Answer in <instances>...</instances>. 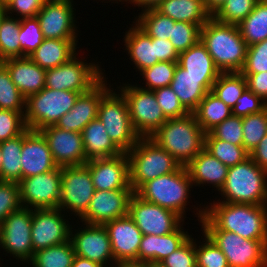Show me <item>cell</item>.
<instances>
[{
	"label": "cell",
	"instance_id": "obj_16",
	"mask_svg": "<svg viewBox=\"0 0 267 267\" xmlns=\"http://www.w3.org/2000/svg\"><path fill=\"white\" fill-rule=\"evenodd\" d=\"M60 208L32 209L31 240L34 252L70 240L71 224Z\"/></svg>",
	"mask_w": 267,
	"mask_h": 267
},
{
	"label": "cell",
	"instance_id": "obj_20",
	"mask_svg": "<svg viewBox=\"0 0 267 267\" xmlns=\"http://www.w3.org/2000/svg\"><path fill=\"white\" fill-rule=\"evenodd\" d=\"M85 164L91 173L95 190H132L127 153L109 158L92 159Z\"/></svg>",
	"mask_w": 267,
	"mask_h": 267
},
{
	"label": "cell",
	"instance_id": "obj_38",
	"mask_svg": "<svg viewBox=\"0 0 267 267\" xmlns=\"http://www.w3.org/2000/svg\"><path fill=\"white\" fill-rule=\"evenodd\" d=\"M246 88V78L241 72L220 73L211 92L233 109Z\"/></svg>",
	"mask_w": 267,
	"mask_h": 267
},
{
	"label": "cell",
	"instance_id": "obj_32",
	"mask_svg": "<svg viewBox=\"0 0 267 267\" xmlns=\"http://www.w3.org/2000/svg\"><path fill=\"white\" fill-rule=\"evenodd\" d=\"M155 9L174 21L196 25H204L211 18L203 0H162Z\"/></svg>",
	"mask_w": 267,
	"mask_h": 267
},
{
	"label": "cell",
	"instance_id": "obj_41",
	"mask_svg": "<svg viewBox=\"0 0 267 267\" xmlns=\"http://www.w3.org/2000/svg\"><path fill=\"white\" fill-rule=\"evenodd\" d=\"M20 19L5 15L0 22V62L21 57Z\"/></svg>",
	"mask_w": 267,
	"mask_h": 267
},
{
	"label": "cell",
	"instance_id": "obj_42",
	"mask_svg": "<svg viewBox=\"0 0 267 267\" xmlns=\"http://www.w3.org/2000/svg\"><path fill=\"white\" fill-rule=\"evenodd\" d=\"M243 147L250 154L267 134V106L258 113L242 117Z\"/></svg>",
	"mask_w": 267,
	"mask_h": 267
},
{
	"label": "cell",
	"instance_id": "obj_67",
	"mask_svg": "<svg viewBox=\"0 0 267 267\" xmlns=\"http://www.w3.org/2000/svg\"><path fill=\"white\" fill-rule=\"evenodd\" d=\"M1 165H2V152L0 148V181H1Z\"/></svg>",
	"mask_w": 267,
	"mask_h": 267
},
{
	"label": "cell",
	"instance_id": "obj_15",
	"mask_svg": "<svg viewBox=\"0 0 267 267\" xmlns=\"http://www.w3.org/2000/svg\"><path fill=\"white\" fill-rule=\"evenodd\" d=\"M22 207L29 209L59 208L61 198V167L26 177L19 182Z\"/></svg>",
	"mask_w": 267,
	"mask_h": 267
},
{
	"label": "cell",
	"instance_id": "obj_12",
	"mask_svg": "<svg viewBox=\"0 0 267 267\" xmlns=\"http://www.w3.org/2000/svg\"><path fill=\"white\" fill-rule=\"evenodd\" d=\"M94 192L91 173L86 164L61 167L59 208L69 214L67 216L72 214L78 220L87 211Z\"/></svg>",
	"mask_w": 267,
	"mask_h": 267
},
{
	"label": "cell",
	"instance_id": "obj_57",
	"mask_svg": "<svg viewBox=\"0 0 267 267\" xmlns=\"http://www.w3.org/2000/svg\"><path fill=\"white\" fill-rule=\"evenodd\" d=\"M242 75L246 78L247 88L267 104V71Z\"/></svg>",
	"mask_w": 267,
	"mask_h": 267
},
{
	"label": "cell",
	"instance_id": "obj_61",
	"mask_svg": "<svg viewBox=\"0 0 267 267\" xmlns=\"http://www.w3.org/2000/svg\"><path fill=\"white\" fill-rule=\"evenodd\" d=\"M162 0H130L127 4H131L132 6L138 7L142 10L148 9V8H155Z\"/></svg>",
	"mask_w": 267,
	"mask_h": 267
},
{
	"label": "cell",
	"instance_id": "obj_11",
	"mask_svg": "<svg viewBox=\"0 0 267 267\" xmlns=\"http://www.w3.org/2000/svg\"><path fill=\"white\" fill-rule=\"evenodd\" d=\"M226 256L229 267H267V240H249L224 230H201Z\"/></svg>",
	"mask_w": 267,
	"mask_h": 267
},
{
	"label": "cell",
	"instance_id": "obj_40",
	"mask_svg": "<svg viewBox=\"0 0 267 267\" xmlns=\"http://www.w3.org/2000/svg\"><path fill=\"white\" fill-rule=\"evenodd\" d=\"M204 149L228 167L235 166L250 156L243 146L214 138L209 132L205 134Z\"/></svg>",
	"mask_w": 267,
	"mask_h": 267
},
{
	"label": "cell",
	"instance_id": "obj_17",
	"mask_svg": "<svg viewBox=\"0 0 267 267\" xmlns=\"http://www.w3.org/2000/svg\"><path fill=\"white\" fill-rule=\"evenodd\" d=\"M81 225H77L76 228L79 227L78 229H74L75 225H72L70 229V240L73 244L75 255L89 259L104 267H114L116 263L111 249V242L104 225L84 223Z\"/></svg>",
	"mask_w": 267,
	"mask_h": 267
},
{
	"label": "cell",
	"instance_id": "obj_68",
	"mask_svg": "<svg viewBox=\"0 0 267 267\" xmlns=\"http://www.w3.org/2000/svg\"><path fill=\"white\" fill-rule=\"evenodd\" d=\"M10 0H0V3L1 4H6V3H8Z\"/></svg>",
	"mask_w": 267,
	"mask_h": 267
},
{
	"label": "cell",
	"instance_id": "obj_22",
	"mask_svg": "<svg viewBox=\"0 0 267 267\" xmlns=\"http://www.w3.org/2000/svg\"><path fill=\"white\" fill-rule=\"evenodd\" d=\"M39 132L46 139L53 160L58 166L85 164V151L80 132H66L55 125L47 126Z\"/></svg>",
	"mask_w": 267,
	"mask_h": 267
},
{
	"label": "cell",
	"instance_id": "obj_52",
	"mask_svg": "<svg viewBox=\"0 0 267 267\" xmlns=\"http://www.w3.org/2000/svg\"><path fill=\"white\" fill-rule=\"evenodd\" d=\"M22 208L19 184L0 181V223L10 214Z\"/></svg>",
	"mask_w": 267,
	"mask_h": 267
},
{
	"label": "cell",
	"instance_id": "obj_6",
	"mask_svg": "<svg viewBox=\"0 0 267 267\" xmlns=\"http://www.w3.org/2000/svg\"><path fill=\"white\" fill-rule=\"evenodd\" d=\"M130 186L136 192L144 183L171 172L181 165L150 137H140L127 152Z\"/></svg>",
	"mask_w": 267,
	"mask_h": 267
},
{
	"label": "cell",
	"instance_id": "obj_34",
	"mask_svg": "<svg viewBox=\"0 0 267 267\" xmlns=\"http://www.w3.org/2000/svg\"><path fill=\"white\" fill-rule=\"evenodd\" d=\"M199 126L207 133L232 115V109L211 91L208 92L193 112Z\"/></svg>",
	"mask_w": 267,
	"mask_h": 267
},
{
	"label": "cell",
	"instance_id": "obj_53",
	"mask_svg": "<svg viewBox=\"0 0 267 267\" xmlns=\"http://www.w3.org/2000/svg\"><path fill=\"white\" fill-rule=\"evenodd\" d=\"M267 71V39L248 46L242 74H254Z\"/></svg>",
	"mask_w": 267,
	"mask_h": 267
},
{
	"label": "cell",
	"instance_id": "obj_27",
	"mask_svg": "<svg viewBox=\"0 0 267 267\" xmlns=\"http://www.w3.org/2000/svg\"><path fill=\"white\" fill-rule=\"evenodd\" d=\"M124 35L123 50L127 51V59L131 60L130 63L132 62L134 69H137L136 72L160 62L156 56V38H151L134 21Z\"/></svg>",
	"mask_w": 267,
	"mask_h": 267
},
{
	"label": "cell",
	"instance_id": "obj_39",
	"mask_svg": "<svg viewBox=\"0 0 267 267\" xmlns=\"http://www.w3.org/2000/svg\"><path fill=\"white\" fill-rule=\"evenodd\" d=\"M134 17V22L151 38L170 39L172 25L175 23L170 17L159 13L155 8L141 10Z\"/></svg>",
	"mask_w": 267,
	"mask_h": 267
},
{
	"label": "cell",
	"instance_id": "obj_26",
	"mask_svg": "<svg viewBox=\"0 0 267 267\" xmlns=\"http://www.w3.org/2000/svg\"><path fill=\"white\" fill-rule=\"evenodd\" d=\"M2 63L9 70L12 82L26 99L45 88L46 70L28 56L9 58Z\"/></svg>",
	"mask_w": 267,
	"mask_h": 267
},
{
	"label": "cell",
	"instance_id": "obj_9",
	"mask_svg": "<svg viewBox=\"0 0 267 267\" xmlns=\"http://www.w3.org/2000/svg\"><path fill=\"white\" fill-rule=\"evenodd\" d=\"M130 83L123 82L117 86V90L127 102L135 132L140 137H151L168 119L157 104L154 91L143 89L137 83Z\"/></svg>",
	"mask_w": 267,
	"mask_h": 267
},
{
	"label": "cell",
	"instance_id": "obj_14",
	"mask_svg": "<svg viewBox=\"0 0 267 267\" xmlns=\"http://www.w3.org/2000/svg\"><path fill=\"white\" fill-rule=\"evenodd\" d=\"M128 215L143 235H166L177 230L185 221L176 212L148 202L135 192L129 201Z\"/></svg>",
	"mask_w": 267,
	"mask_h": 267
},
{
	"label": "cell",
	"instance_id": "obj_51",
	"mask_svg": "<svg viewBox=\"0 0 267 267\" xmlns=\"http://www.w3.org/2000/svg\"><path fill=\"white\" fill-rule=\"evenodd\" d=\"M24 114L0 109V143L21 135L27 129Z\"/></svg>",
	"mask_w": 267,
	"mask_h": 267
},
{
	"label": "cell",
	"instance_id": "obj_1",
	"mask_svg": "<svg viewBox=\"0 0 267 267\" xmlns=\"http://www.w3.org/2000/svg\"><path fill=\"white\" fill-rule=\"evenodd\" d=\"M193 206L201 230H224L249 240H267V205L213 200L206 206Z\"/></svg>",
	"mask_w": 267,
	"mask_h": 267
},
{
	"label": "cell",
	"instance_id": "obj_43",
	"mask_svg": "<svg viewBox=\"0 0 267 267\" xmlns=\"http://www.w3.org/2000/svg\"><path fill=\"white\" fill-rule=\"evenodd\" d=\"M0 109L25 112L26 98L12 82L7 67L0 62Z\"/></svg>",
	"mask_w": 267,
	"mask_h": 267
},
{
	"label": "cell",
	"instance_id": "obj_19",
	"mask_svg": "<svg viewBox=\"0 0 267 267\" xmlns=\"http://www.w3.org/2000/svg\"><path fill=\"white\" fill-rule=\"evenodd\" d=\"M133 193V190H95L87 211L76 222L104 225L128 215L129 201Z\"/></svg>",
	"mask_w": 267,
	"mask_h": 267
},
{
	"label": "cell",
	"instance_id": "obj_46",
	"mask_svg": "<svg viewBox=\"0 0 267 267\" xmlns=\"http://www.w3.org/2000/svg\"><path fill=\"white\" fill-rule=\"evenodd\" d=\"M19 42L21 57L29 56L43 42L44 37L37 17L20 19Z\"/></svg>",
	"mask_w": 267,
	"mask_h": 267
},
{
	"label": "cell",
	"instance_id": "obj_31",
	"mask_svg": "<svg viewBox=\"0 0 267 267\" xmlns=\"http://www.w3.org/2000/svg\"><path fill=\"white\" fill-rule=\"evenodd\" d=\"M81 134L85 163L92 159L109 158L123 153L109 138L104 125L98 118L93 119Z\"/></svg>",
	"mask_w": 267,
	"mask_h": 267
},
{
	"label": "cell",
	"instance_id": "obj_35",
	"mask_svg": "<svg viewBox=\"0 0 267 267\" xmlns=\"http://www.w3.org/2000/svg\"><path fill=\"white\" fill-rule=\"evenodd\" d=\"M237 25L248 46L267 39V0H259L253 11Z\"/></svg>",
	"mask_w": 267,
	"mask_h": 267
},
{
	"label": "cell",
	"instance_id": "obj_64",
	"mask_svg": "<svg viewBox=\"0 0 267 267\" xmlns=\"http://www.w3.org/2000/svg\"><path fill=\"white\" fill-rule=\"evenodd\" d=\"M6 15V5L0 3V22Z\"/></svg>",
	"mask_w": 267,
	"mask_h": 267
},
{
	"label": "cell",
	"instance_id": "obj_54",
	"mask_svg": "<svg viewBox=\"0 0 267 267\" xmlns=\"http://www.w3.org/2000/svg\"><path fill=\"white\" fill-rule=\"evenodd\" d=\"M161 263L165 267H197L195 239L193 236L176 251L168 255Z\"/></svg>",
	"mask_w": 267,
	"mask_h": 267
},
{
	"label": "cell",
	"instance_id": "obj_8",
	"mask_svg": "<svg viewBox=\"0 0 267 267\" xmlns=\"http://www.w3.org/2000/svg\"><path fill=\"white\" fill-rule=\"evenodd\" d=\"M97 118L104 125L109 138L123 152L130 151L140 136L135 132L124 96L112 88L102 97Z\"/></svg>",
	"mask_w": 267,
	"mask_h": 267
},
{
	"label": "cell",
	"instance_id": "obj_5",
	"mask_svg": "<svg viewBox=\"0 0 267 267\" xmlns=\"http://www.w3.org/2000/svg\"><path fill=\"white\" fill-rule=\"evenodd\" d=\"M193 187L187 168L180 166L175 172L144 183L135 193L148 202L176 212L185 220Z\"/></svg>",
	"mask_w": 267,
	"mask_h": 267
},
{
	"label": "cell",
	"instance_id": "obj_21",
	"mask_svg": "<svg viewBox=\"0 0 267 267\" xmlns=\"http://www.w3.org/2000/svg\"><path fill=\"white\" fill-rule=\"evenodd\" d=\"M107 83L106 75L89 91L78 96L73 108L63 115L55 126L66 132H82L98 114L102 97L114 87Z\"/></svg>",
	"mask_w": 267,
	"mask_h": 267
},
{
	"label": "cell",
	"instance_id": "obj_36",
	"mask_svg": "<svg viewBox=\"0 0 267 267\" xmlns=\"http://www.w3.org/2000/svg\"><path fill=\"white\" fill-rule=\"evenodd\" d=\"M23 133L0 143L2 152L1 181L19 182L22 179Z\"/></svg>",
	"mask_w": 267,
	"mask_h": 267
},
{
	"label": "cell",
	"instance_id": "obj_55",
	"mask_svg": "<svg viewBox=\"0 0 267 267\" xmlns=\"http://www.w3.org/2000/svg\"><path fill=\"white\" fill-rule=\"evenodd\" d=\"M267 104L256 94L246 88L237 100V104L232 109V115L248 116L262 111Z\"/></svg>",
	"mask_w": 267,
	"mask_h": 267
},
{
	"label": "cell",
	"instance_id": "obj_63",
	"mask_svg": "<svg viewBox=\"0 0 267 267\" xmlns=\"http://www.w3.org/2000/svg\"><path fill=\"white\" fill-rule=\"evenodd\" d=\"M114 267H150V262L138 260L124 261L116 264Z\"/></svg>",
	"mask_w": 267,
	"mask_h": 267
},
{
	"label": "cell",
	"instance_id": "obj_48",
	"mask_svg": "<svg viewBox=\"0 0 267 267\" xmlns=\"http://www.w3.org/2000/svg\"><path fill=\"white\" fill-rule=\"evenodd\" d=\"M203 25L175 21L172 25L170 42L178 53L186 51L200 40V31Z\"/></svg>",
	"mask_w": 267,
	"mask_h": 267
},
{
	"label": "cell",
	"instance_id": "obj_7",
	"mask_svg": "<svg viewBox=\"0 0 267 267\" xmlns=\"http://www.w3.org/2000/svg\"><path fill=\"white\" fill-rule=\"evenodd\" d=\"M80 95L79 92L55 90L47 87L26 99L24 120L26 128L39 131L56 125L69 112Z\"/></svg>",
	"mask_w": 267,
	"mask_h": 267
},
{
	"label": "cell",
	"instance_id": "obj_60",
	"mask_svg": "<svg viewBox=\"0 0 267 267\" xmlns=\"http://www.w3.org/2000/svg\"><path fill=\"white\" fill-rule=\"evenodd\" d=\"M227 0H203L206 11L213 17Z\"/></svg>",
	"mask_w": 267,
	"mask_h": 267
},
{
	"label": "cell",
	"instance_id": "obj_45",
	"mask_svg": "<svg viewBox=\"0 0 267 267\" xmlns=\"http://www.w3.org/2000/svg\"><path fill=\"white\" fill-rule=\"evenodd\" d=\"M201 234L202 242L195 239L197 267H229L226 256L218 246L204 232Z\"/></svg>",
	"mask_w": 267,
	"mask_h": 267
},
{
	"label": "cell",
	"instance_id": "obj_58",
	"mask_svg": "<svg viewBox=\"0 0 267 267\" xmlns=\"http://www.w3.org/2000/svg\"><path fill=\"white\" fill-rule=\"evenodd\" d=\"M156 56L159 61L178 62L179 53L169 39L156 38Z\"/></svg>",
	"mask_w": 267,
	"mask_h": 267
},
{
	"label": "cell",
	"instance_id": "obj_2",
	"mask_svg": "<svg viewBox=\"0 0 267 267\" xmlns=\"http://www.w3.org/2000/svg\"><path fill=\"white\" fill-rule=\"evenodd\" d=\"M200 40L221 73L241 72L248 45L242 38L238 25L220 23L211 17L201 27Z\"/></svg>",
	"mask_w": 267,
	"mask_h": 267
},
{
	"label": "cell",
	"instance_id": "obj_10",
	"mask_svg": "<svg viewBox=\"0 0 267 267\" xmlns=\"http://www.w3.org/2000/svg\"><path fill=\"white\" fill-rule=\"evenodd\" d=\"M77 53L68 62L46 70L45 87L55 90H68L80 94L94 87L106 73L101 64L93 60L87 63ZM86 61V62H85ZM97 62V63H96Z\"/></svg>",
	"mask_w": 267,
	"mask_h": 267
},
{
	"label": "cell",
	"instance_id": "obj_18",
	"mask_svg": "<svg viewBox=\"0 0 267 267\" xmlns=\"http://www.w3.org/2000/svg\"><path fill=\"white\" fill-rule=\"evenodd\" d=\"M73 5L74 0L45 1L36 16L44 38L79 39L80 31L77 30L76 9Z\"/></svg>",
	"mask_w": 267,
	"mask_h": 267
},
{
	"label": "cell",
	"instance_id": "obj_24",
	"mask_svg": "<svg viewBox=\"0 0 267 267\" xmlns=\"http://www.w3.org/2000/svg\"><path fill=\"white\" fill-rule=\"evenodd\" d=\"M21 157L22 179L50 172L58 167L43 135L28 128L23 132Z\"/></svg>",
	"mask_w": 267,
	"mask_h": 267
},
{
	"label": "cell",
	"instance_id": "obj_66",
	"mask_svg": "<svg viewBox=\"0 0 267 267\" xmlns=\"http://www.w3.org/2000/svg\"><path fill=\"white\" fill-rule=\"evenodd\" d=\"M150 267H165L162 263L150 262Z\"/></svg>",
	"mask_w": 267,
	"mask_h": 267
},
{
	"label": "cell",
	"instance_id": "obj_4",
	"mask_svg": "<svg viewBox=\"0 0 267 267\" xmlns=\"http://www.w3.org/2000/svg\"><path fill=\"white\" fill-rule=\"evenodd\" d=\"M218 194L222 197V200H216L219 202L267 205V171L249 156L229 167L224 186Z\"/></svg>",
	"mask_w": 267,
	"mask_h": 267
},
{
	"label": "cell",
	"instance_id": "obj_29",
	"mask_svg": "<svg viewBox=\"0 0 267 267\" xmlns=\"http://www.w3.org/2000/svg\"><path fill=\"white\" fill-rule=\"evenodd\" d=\"M189 234L182 224L177 230L166 235H143L138 251V261L161 263L192 236Z\"/></svg>",
	"mask_w": 267,
	"mask_h": 267
},
{
	"label": "cell",
	"instance_id": "obj_23",
	"mask_svg": "<svg viewBox=\"0 0 267 267\" xmlns=\"http://www.w3.org/2000/svg\"><path fill=\"white\" fill-rule=\"evenodd\" d=\"M115 263L138 260V251L143 237L133 219L126 215L106 222Z\"/></svg>",
	"mask_w": 267,
	"mask_h": 267
},
{
	"label": "cell",
	"instance_id": "obj_37",
	"mask_svg": "<svg viewBox=\"0 0 267 267\" xmlns=\"http://www.w3.org/2000/svg\"><path fill=\"white\" fill-rule=\"evenodd\" d=\"M75 251L71 240L34 252L32 267H72Z\"/></svg>",
	"mask_w": 267,
	"mask_h": 267
},
{
	"label": "cell",
	"instance_id": "obj_30",
	"mask_svg": "<svg viewBox=\"0 0 267 267\" xmlns=\"http://www.w3.org/2000/svg\"><path fill=\"white\" fill-rule=\"evenodd\" d=\"M78 40L44 38L38 48L28 57L44 70L58 67L77 54L80 48L77 46Z\"/></svg>",
	"mask_w": 267,
	"mask_h": 267
},
{
	"label": "cell",
	"instance_id": "obj_47",
	"mask_svg": "<svg viewBox=\"0 0 267 267\" xmlns=\"http://www.w3.org/2000/svg\"><path fill=\"white\" fill-rule=\"evenodd\" d=\"M259 0H227L213 18L224 24H239L255 8Z\"/></svg>",
	"mask_w": 267,
	"mask_h": 267
},
{
	"label": "cell",
	"instance_id": "obj_28",
	"mask_svg": "<svg viewBox=\"0 0 267 267\" xmlns=\"http://www.w3.org/2000/svg\"><path fill=\"white\" fill-rule=\"evenodd\" d=\"M195 187L210 186L216 191L224 186L229 167L203 149L187 166ZM208 184V185H207Z\"/></svg>",
	"mask_w": 267,
	"mask_h": 267
},
{
	"label": "cell",
	"instance_id": "obj_3",
	"mask_svg": "<svg viewBox=\"0 0 267 267\" xmlns=\"http://www.w3.org/2000/svg\"><path fill=\"white\" fill-rule=\"evenodd\" d=\"M205 134L194 114L189 113L168 119L150 138L186 167L204 149Z\"/></svg>",
	"mask_w": 267,
	"mask_h": 267
},
{
	"label": "cell",
	"instance_id": "obj_49",
	"mask_svg": "<svg viewBox=\"0 0 267 267\" xmlns=\"http://www.w3.org/2000/svg\"><path fill=\"white\" fill-rule=\"evenodd\" d=\"M209 133L217 139L236 146H243L242 117L231 115L222 123L216 125Z\"/></svg>",
	"mask_w": 267,
	"mask_h": 267
},
{
	"label": "cell",
	"instance_id": "obj_13",
	"mask_svg": "<svg viewBox=\"0 0 267 267\" xmlns=\"http://www.w3.org/2000/svg\"><path fill=\"white\" fill-rule=\"evenodd\" d=\"M31 228L32 209L22 207L10 213L0 223V249L6 252L4 254L28 264L34 254Z\"/></svg>",
	"mask_w": 267,
	"mask_h": 267
},
{
	"label": "cell",
	"instance_id": "obj_56",
	"mask_svg": "<svg viewBox=\"0 0 267 267\" xmlns=\"http://www.w3.org/2000/svg\"><path fill=\"white\" fill-rule=\"evenodd\" d=\"M46 0H10L6 3V15L22 19L36 17ZM13 13V14H12Z\"/></svg>",
	"mask_w": 267,
	"mask_h": 267
},
{
	"label": "cell",
	"instance_id": "obj_59",
	"mask_svg": "<svg viewBox=\"0 0 267 267\" xmlns=\"http://www.w3.org/2000/svg\"><path fill=\"white\" fill-rule=\"evenodd\" d=\"M250 157L259 167L267 171V134L250 153Z\"/></svg>",
	"mask_w": 267,
	"mask_h": 267
},
{
	"label": "cell",
	"instance_id": "obj_62",
	"mask_svg": "<svg viewBox=\"0 0 267 267\" xmlns=\"http://www.w3.org/2000/svg\"><path fill=\"white\" fill-rule=\"evenodd\" d=\"M72 267H104L96 262H93L89 259L75 255Z\"/></svg>",
	"mask_w": 267,
	"mask_h": 267
},
{
	"label": "cell",
	"instance_id": "obj_50",
	"mask_svg": "<svg viewBox=\"0 0 267 267\" xmlns=\"http://www.w3.org/2000/svg\"><path fill=\"white\" fill-rule=\"evenodd\" d=\"M154 94L167 119L181 118L189 114L170 86L158 88L154 90Z\"/></svg>",
	"mask_w": 267,
	"mask_h": 267
},
{
	"label": "cell",
	"instance_id": "obj_44",
	"mask_svg": "<svg viewBox=\"0 0 267 267\" xmlns=\"http://www.w3.org/2000/svg\"><path fill=\"white\" fill-rule=\"evenodd\" d=\"M177 64V62L160 61L152 67L143 69L139 73L144 79L145 86L143 87L139 83L137 85L152 91L170 86Z\"/></svg>",
	"mask_w": 267,
	"mask_h": 267
},
{
	"label": "cell",
	"instance_id": "obj_33",
	"mask_svg": "<svg viewBox=\"0 0 267 267\" xmlns=\"http://www.w3.org/2000/svg\"><path fill=\"white\" fill-rule=\"evenodd\" d=\"M177 63L193 77H218L221 73L201 40L179 53Z\"/></svg>",
	"mask_w": 267,
	"mask_h": 267
},
{
	"label": "cell",
	"instance_id": "obj_65",
	"mask_svg": "<svg viewBox=\"0 0 267 267\" xmlns=\"http://www.w3.org/2000/svg\"><path fill=\"white\" fill-rule=\"evenodd\" d=\"M112 1V2H111ZM130 0H109V3L111 2V4L112 3H117L118 5L120 4L119 2H121V5H122V3L123 4H126V3H128ZM124 2H126V3H124Z\"/></svg>",
	"mask_w": 267,
	"mask_h": 267
},
{
	"label": "cell",
	"instance_id": "obj_25",
	"mask_svg": "<svg viewBox=\"0 0 267 267\" xmlns=\"http://www.w3.org/2000/svg\"><path fill=\"white\" fill-rule=\"evenodd\" d=\"M218 77H193L177 64L170 87L183 107L193 113L204 96L212 90Z\"/></svg>",
	"mask_w": 267,
	"mask_h": 267
}]
</instances>
